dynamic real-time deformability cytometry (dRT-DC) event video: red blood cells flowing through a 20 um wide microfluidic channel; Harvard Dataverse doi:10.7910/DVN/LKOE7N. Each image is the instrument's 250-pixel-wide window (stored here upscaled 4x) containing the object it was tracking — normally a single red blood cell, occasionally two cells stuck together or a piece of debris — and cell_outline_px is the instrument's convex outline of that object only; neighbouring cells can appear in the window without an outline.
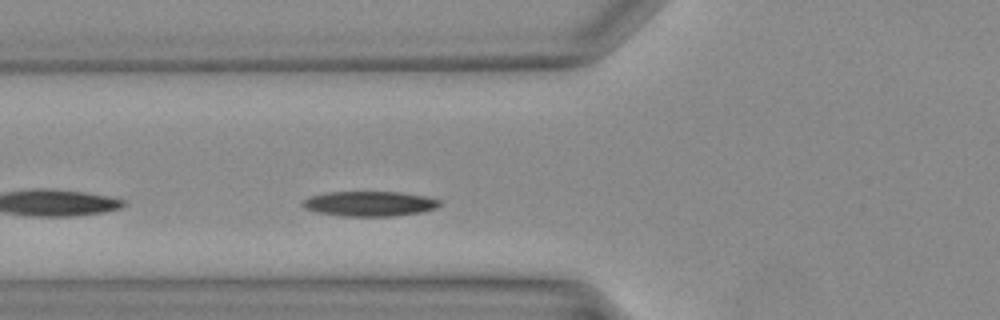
{"species": "Egyptian fruit bat (a non-hibernating species)", "species_latin": "Rousettus aegyptiacus", "temperature_condition": "warm", "stored_images_in_passage": 27, "camera_frame_rate_fps": 3000, "um_per_image_px": 0.085, "animal": {"sex": "female"}, "frame": {"image": 1, "passage_image": 5, "time_ms": 1.333, "image_size_px": [1000, 320], "cell_outline_px": [[444, 204], [436, 208], [420, 212], [392, 216], [340, 216], [320, 212], [304, 208], [300, 204], [300, 200], [312, 196], [328, 192], [400, 192], [424, 196], [440, 200]], "centroid_in_image_um": [31.41, 17.31], "position_along_channel_um": 94.4, "area_um2": 19.94}}